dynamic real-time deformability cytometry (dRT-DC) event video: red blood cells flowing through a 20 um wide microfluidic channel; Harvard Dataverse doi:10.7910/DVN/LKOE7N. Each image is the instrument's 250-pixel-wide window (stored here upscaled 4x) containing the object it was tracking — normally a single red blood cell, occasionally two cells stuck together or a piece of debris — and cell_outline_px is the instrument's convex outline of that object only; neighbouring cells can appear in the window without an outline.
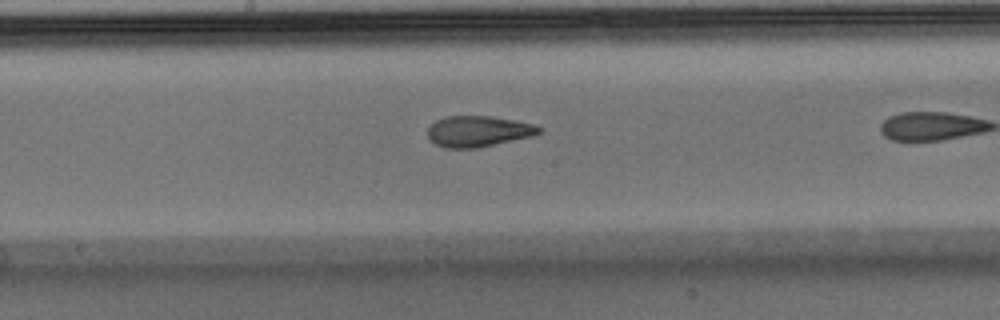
{"species": "Egyptian fruit bat (a non-hibernating species)", "species_latin": "Rousettus aegyptiacus", "temperature_condition": "warm", "stored_images_in_passage": 31, "camera_frame_rate_fps": 3000, "um_per_image_px": 0.085, "animal": {"sex": "male"}, "frame": {"image": 1, "passage_image": 18, "time_ms": 5.667, "image_size_px": [1000, 320], "cell_outline_px": [[544, 128], [540, 132], [532, 136], [476, 148], [448, 148], [436, 144], [428, 136], [428, 128], [436, 120], [448, 116], [488, 116], [512, 120], [532, 124]], "centroid_in_image_um": [40.65, 11.16], "position_along_channel_um": 207.6, "area_um2": 19.71}}